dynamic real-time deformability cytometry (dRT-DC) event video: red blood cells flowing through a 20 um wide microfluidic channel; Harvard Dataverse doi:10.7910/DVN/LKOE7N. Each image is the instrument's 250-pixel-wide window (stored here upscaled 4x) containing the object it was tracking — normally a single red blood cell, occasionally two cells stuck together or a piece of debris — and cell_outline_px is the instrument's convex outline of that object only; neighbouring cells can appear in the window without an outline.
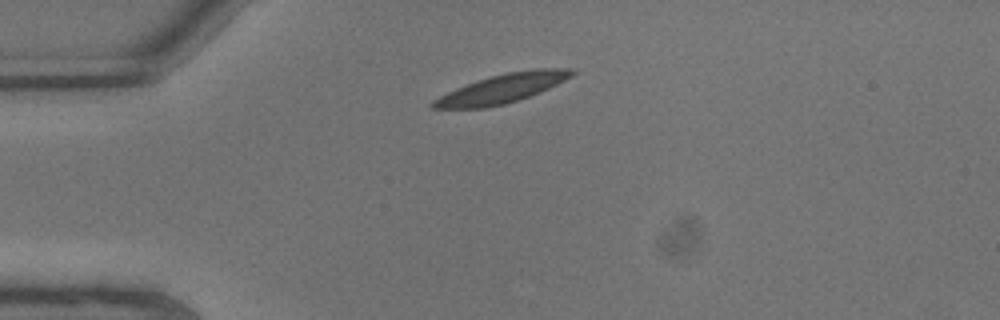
{"species": "common noctule bat (a hibernating species)", "species_latin": "Nyctalus noctula", "temperature_condition": "warm", "stored_images_in_passage": 2, "camera_frame_rate_fps": 3000, "um_per_image_px": 0.085, "animal": {"sex": "male", "body_mass_g": 13.3}, "frame": {"image": 1, "passage_image": 1, "time_ms": 0.0, "image_size_px": [1000, 320], "cell_outline_px": [[576, 72], [572, 76], [540, 92], [504, 104], [484, 108], [432, 108], [428, 104], [432, 100], [456, 88], [476, 80], [508, 72], [536, 68], [572, 68]], "centroid_in_image_um": [42.66, 7.52], "position_along_channel_um": 42.3, "area_um2": 23.18}}